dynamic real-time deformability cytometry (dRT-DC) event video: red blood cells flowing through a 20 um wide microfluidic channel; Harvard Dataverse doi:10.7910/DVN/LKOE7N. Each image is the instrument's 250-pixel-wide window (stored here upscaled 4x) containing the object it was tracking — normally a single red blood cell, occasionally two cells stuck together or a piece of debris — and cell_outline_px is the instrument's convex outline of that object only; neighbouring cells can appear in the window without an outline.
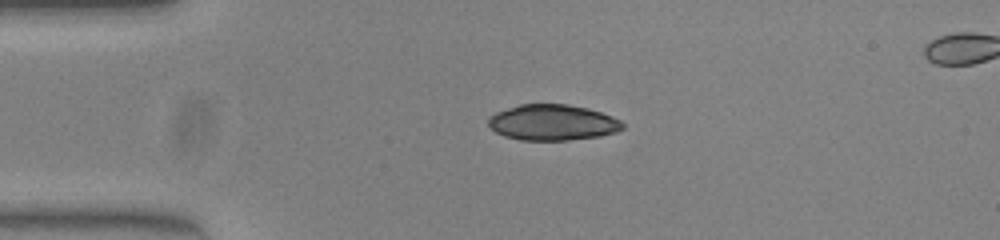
{"species": "common noctule bat (a hibernating species)", "species_latin": "Nyctalus noctula", "temperature_condition": "warm", "stored_images_in_passage": 41, "segment_of_instrument_passage": [1, 2], "camera_frame_rate_fps": 3000, "um_per_image_px": 0.085, "animal": {"sex": "female", "body_mass_g": 23.0, "forearm_length_mm": 53.4}, "frame": {"image": 1, "passage_image": 1, "time_ms": 0.0, "image_size_px": [1000, 240], "cell_outline_px": [[624, 128], [616, 132], [600, 136], [568, 140], [520, 140], [504, 136], [496, 132], [488, 124], [488, 120], [496, 112], [520, 104], [568, 104], [588, 108], [612, 116], [620, 120], [624, 124]], "centroid_in_image_um": [46.99, 10.41], "position_along_channel_um": 38.0, "area_um2": 27.98}}
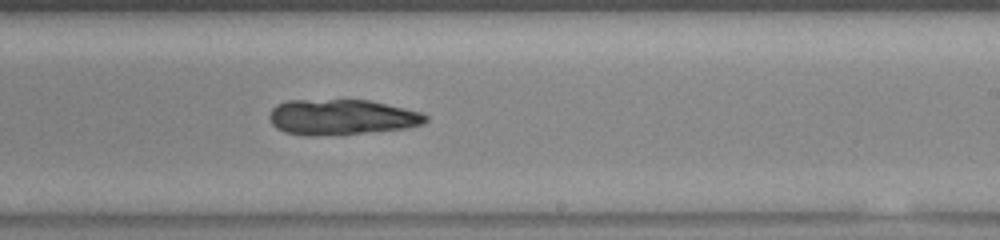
{"frame": {"image": 2, "passage_image": 20, "time_ms": 6.333, "image_size_px": [1000, 240], "cell_outline_px": [[428, 120], [424, 124], [408, 128], [344, 136], [304, 136], [284, 132], [276, 128], [272, 124], [268, 116], [272, 108], [276, 104], [288, 100], [368, 100], [424, 112], [428, 116]], "centroid_in_image_um": [29.06, 9.98], "position_along_channel_um": 259.9, "area_um2": 33.29}}
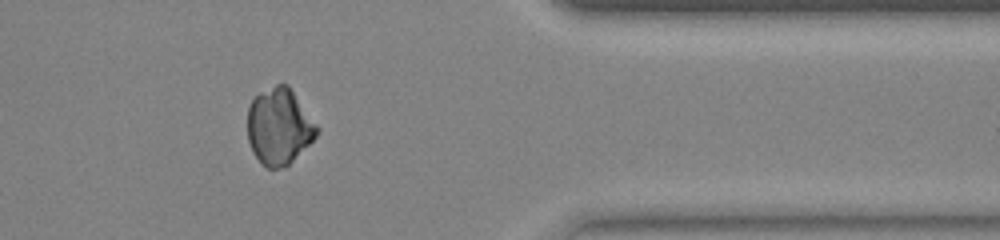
{"frame": {"image": 3, "passage_image": 31, "time_ms": 10.0, "image_size_px": [1000, 240], "cell_outline_px": [[320, 128], [316, 136], [284, 168], [268, 168], [252, 152], [248, 140], [248, 108], [252, 100], [260, 92], [276, 84], [288, 84]], "centroid_in_image_um": [23.73, 10.73], "position_along_channel_um": 387.7, "area_um2": 30.58}}